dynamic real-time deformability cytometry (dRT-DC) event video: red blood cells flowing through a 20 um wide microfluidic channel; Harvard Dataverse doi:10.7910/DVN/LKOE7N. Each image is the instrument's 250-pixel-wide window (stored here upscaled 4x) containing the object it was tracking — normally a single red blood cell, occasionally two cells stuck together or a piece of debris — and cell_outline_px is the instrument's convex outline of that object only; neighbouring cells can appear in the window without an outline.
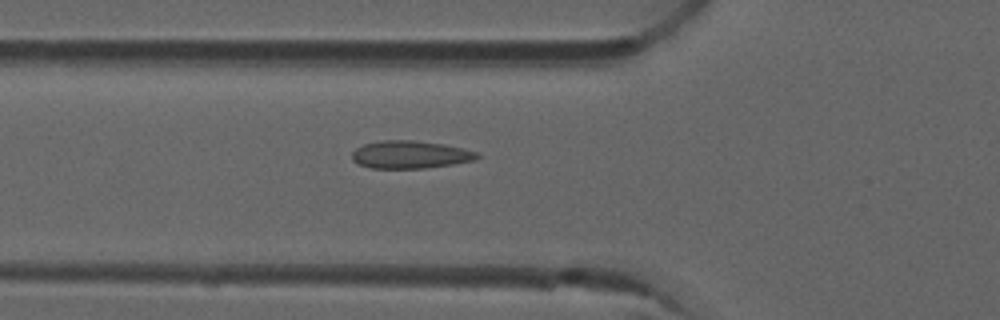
{"species": "common noctule bat (a hibernating species)", "species_latin": "Nyctalus noctula", "temperature_condition": "room temperature", "stored_images_in_passage": 48, "camera_frame_rate_fps": 3000, "um_per_image_px": 0.085, "animal": {"sex": "male", "forearm_length_mm": 52.5}, "frame": {"image": 1, "passage_image": 14, "time_ms": 4.333, "image_size_px": [1000, 320], "cell_outline_px": [[480, 156], [476, 160], [452, 164], [424, 168], [372, 168], [360, 164], [352, 160], [352, 152], [356, 148], [364, 144], [380, 140], [412, 140], [444, 144], [464, 148], [480, 152]], "centroid_in_image_um": [34.9, 13.13], "position_along_channel_um": 90.9, "area_um2": 20.29}}
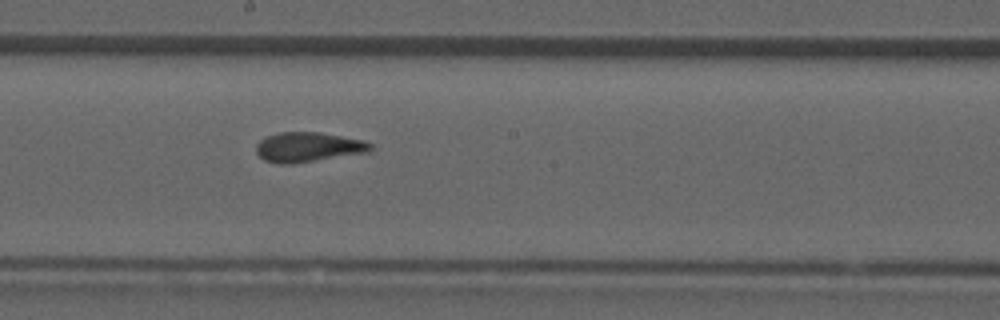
{"frame": {"image": 2, "passage_image": 24, "time_ms": 7.667, "image_size_px": [1000, 320], "cell_outline_px": [[372, 148], [368, 152], [292, 164], [280, 164], [264, 160], [256, 152], [256, 144], [260, 140], [268, 136], [280, 132], [320, 132], [364, 140], [372, 144]], "centroid_in_image_um": [26.19, 12.5], "position_along_channel_um": 222.0, "area_um2": 19.77}}
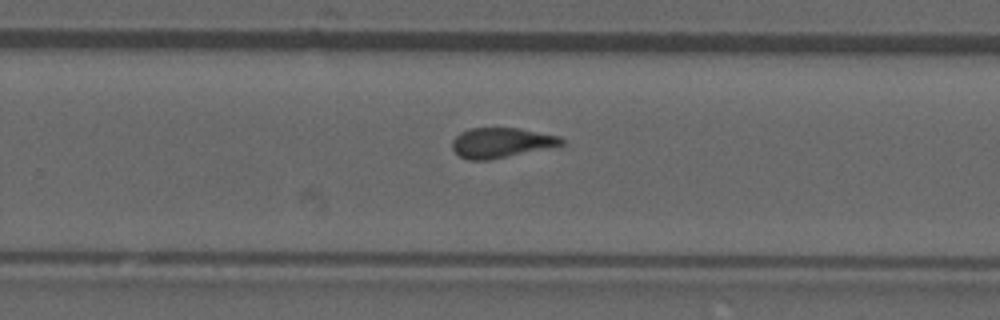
{"frame": {"image": 3, "passage_image": 29, "time_ms": 9.333, "image_size_px": [1000, 320], "cell_outline_px": [[564, 144], [492, 160], [468, 160], [460, 156], [452, 148], [452, 140], [460, 132], [468, 128], [516, 128], [560, 136], [564, 140]], "centroid_in_image_um": [42.57, 12.13], "position_along_channel_um": 287.2, "area_um2": 19.02}, "authors_computed_cell_mechanics": {"area_um2": 19.9699, "velocity_mm_per_s": 3.9174, "shape_relaxation_time_tau1_ms": 10.7787, "shape_relaxation_time_tau2_ms": 1.4522, "deformation_change_tau1": 0.1631, "deformation_change_tau2": 0.0732}}